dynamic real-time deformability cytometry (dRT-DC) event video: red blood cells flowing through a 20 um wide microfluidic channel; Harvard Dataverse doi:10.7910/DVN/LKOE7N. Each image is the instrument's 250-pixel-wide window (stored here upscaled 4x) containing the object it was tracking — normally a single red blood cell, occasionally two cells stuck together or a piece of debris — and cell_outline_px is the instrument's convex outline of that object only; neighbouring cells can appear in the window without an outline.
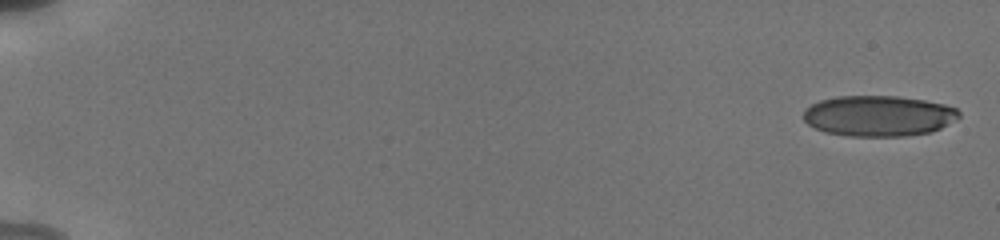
{"species": "human", "species_latin": "Homo sapiens", "temperature_condition": "cold", "stored_images_in_passage": 19, "camera_frame_rate_fps": 3000, "um_per_image_px": 0.085, "donor": {"sex": "male"}, "frame": {"image": 1, "passage_image": 1, "time_ms": 0.0, "image_size_px": [1000, 240], "cell_outline_px": [[960, 116], [940, 128], [932, 132], [904, 136], [848, 136], [824, 132], [808, 124], [804, 120], [804, 108], [820, 100], [836, 96], [896, 96], [924, 100], [944, 104], [956, 108], [960, 112]], "centroid_in_image_um": [74.66, 9.85], "position_along_channel_um": 10.3, "area_um2": 36.93}}
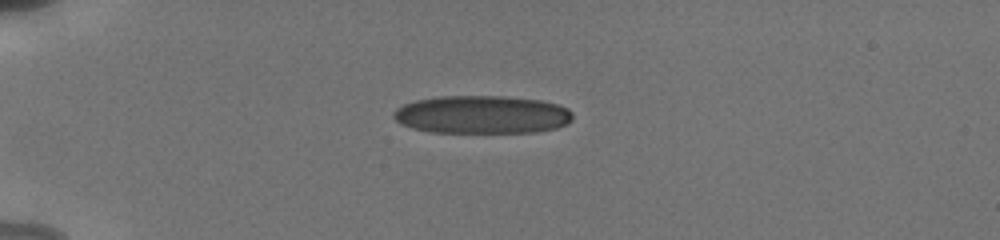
{"frame": {"image": 2, "passage_image": 13, "time_ms": 4.667, "image_size_px": [1000, 240], "cell_outline_px": [[572, 120], [568, 124], [556, 128], [536, 132], [432, 132], [412, 128], [400, 124], [392, 116], [392, 112], [396, 108], [404, 104], [416, 100], [440, 96], [504, 96], [540, 100], [556, 104], [568, 108], [572, 112]], "centroid_in_image_um": [40.96, 9.74], "position_along_channel_um": 44.0, "area_um2": 39.88}}